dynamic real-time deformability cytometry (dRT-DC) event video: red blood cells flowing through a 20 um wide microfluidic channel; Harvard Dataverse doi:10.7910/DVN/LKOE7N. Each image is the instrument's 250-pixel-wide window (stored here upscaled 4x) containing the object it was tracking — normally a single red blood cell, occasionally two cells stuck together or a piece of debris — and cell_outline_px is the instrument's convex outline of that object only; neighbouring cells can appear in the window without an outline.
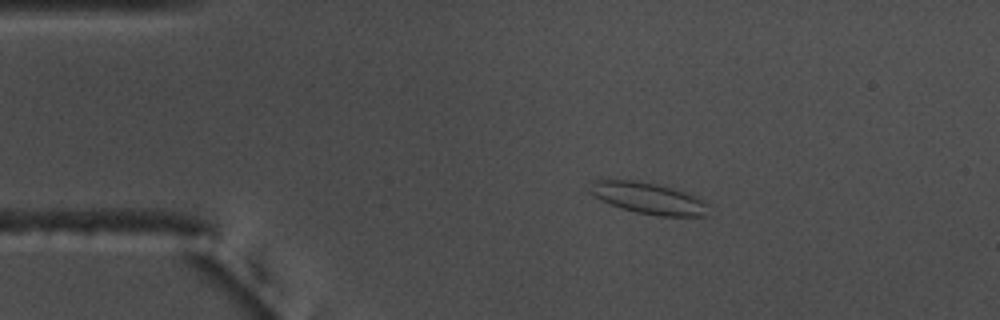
{"species": "common noctule bat (a hibernating species)", "species_latin": "Nyctalus noctula", "temperature_condition": "warm", "stored_images_in_passage": 46, "camera_frame_rate_fps": 3000, "um_per_image_px": 0.085, "animal": {"sex": "male", "body_mass_g": 17.5, "forearm_length_mm": 52.3}, "frame": {"image": 1, "passage_image": 1, "time_ms": 0.0, "image_size_px": [1000, 320], "cell_outline_px": [[708, 216], [660, 216], [636, 212], [620, 208], [588, 192], [592, 180], [636, 180], [672, 188], [684, 192], [704, 200], [708, 204]], "centroid_in_image_um": [55.14, 16.85], "position_along_channel_um": 29.9, "area_um2": 21.44}}
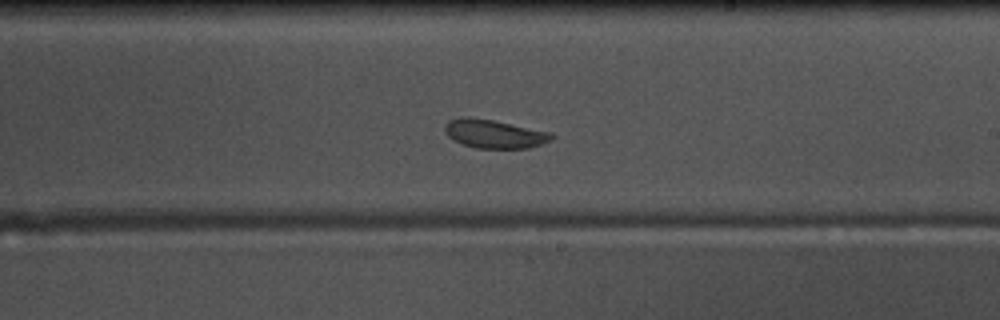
{"frame": {"image": 2, "passage_image": 23, "time_ms": 7.333, "image_size_px": [1000, 320], "cell_outline_px": [[556, 136], [552, 140], [528, 148], [476, 148], [452, 140], [444, 132], [444, 124], [448, 120], [460, 116], [468, 116], [492, 120], [552, 132]], "centroid_in_image_um": [41.99, 11.36], "position_along_channel_um": 247.0, "area_um2": 17.98}}
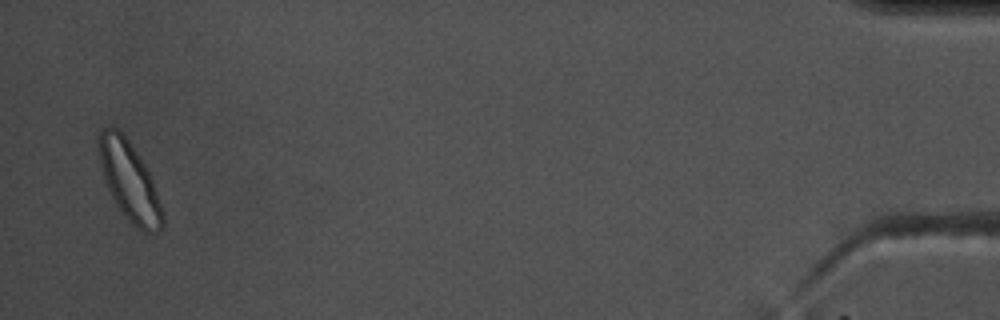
{"frame": {"image": 3, "passage_image": 45, "time_ms": 14.667, "image_size_px": [1000, 320], "cell_outline_px": [[164, 224], [160, 232], [144, 232], [132, 224], [124, 216], [116, 204], [104, 180], [96, 140], [100, 132], [104, 128], [116, 128], [128, 140], [144, 164], [152, 180], [164, 216]], "centroid_in_image_um": [10.99, 15.43], "position_along_channel_um": 424.2, "area_um2": 28.84}, "authors_computed_cell_mechanics": {"area_um2": 18.2937, "velocity_mm_per_s": 3.6569, "shape_relaxation_time_tau1_ms": 4.4142, "shape_relaxation_time_tau2_ms": 2.0128, "deformation_change_tau1": 0.0966, "deformation_change_tau2": 0.0606}}